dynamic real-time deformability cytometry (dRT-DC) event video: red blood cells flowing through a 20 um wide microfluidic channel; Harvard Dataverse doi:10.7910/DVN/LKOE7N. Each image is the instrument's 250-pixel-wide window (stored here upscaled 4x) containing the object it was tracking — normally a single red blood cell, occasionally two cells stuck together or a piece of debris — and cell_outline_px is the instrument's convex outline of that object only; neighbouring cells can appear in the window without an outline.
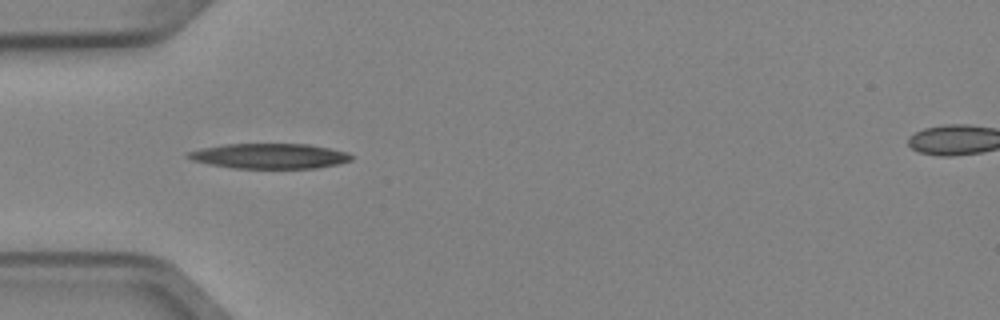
{"species": "Egyptian fruit bat (a non-hibernating species)", "species_latin": "Rousettus aegyptiacus", "temperature_condition": "cold", "stored_images_in_passage": 4, "camera_frame_rate_fps": 3000, "um_per_image_px": 0.085, "animal": {"sex": "female"}, "frame": {"image": 1, "passage_image": 2, "time_ms": 0.333, "image_size_px": [1000, 320], "cell_outline_px": [[352, 160], [336, 164], [316, 168], [232, 168], [208, 164], [192, 160], [184, 156], [184, 152], [200, 148], [224, 144], [308, 144], [348, 152], [352, 156]], "centroid_in_image_um": [22.83, 13.26], "position_along_channel_um": 62.2, "area_um2": 24.04}}
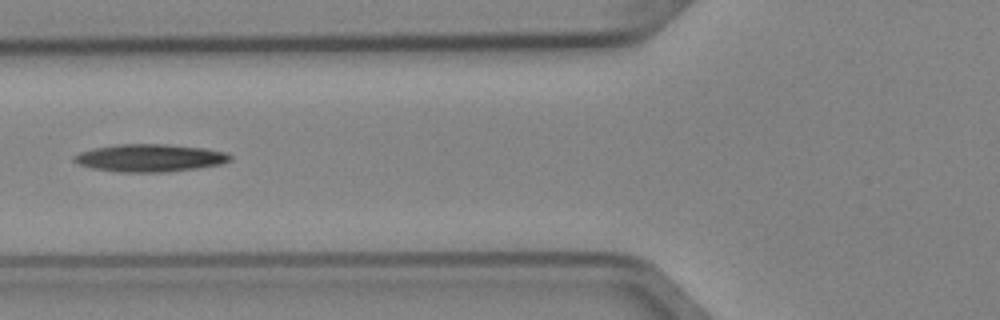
{"frame": {"image": 2, "passage_image": 3, "time_ms": 0.667, "image_size_px": [1000, 320], "cell_outline_px": [[232, 160], [220, 164], [196, 168], [160, 172], [120, 172], [92, 168], [76, 164], [72, 160], [72, 156], [80, 152], [96, 148], [116, 144], [164, 144], [204, 148], [224, 152], [232, 156]], "centroid_in_image_um": [12.69, 13.42], "position_along_channel_um": 113.1, "area_um2": 24.97}}
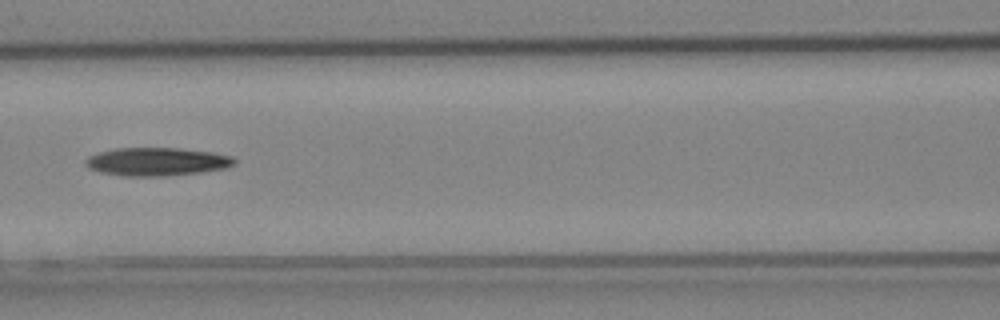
{"frame": {"image": 3, "passage_image": 4, "time_ms": 1.0, "image_size_px": [1000, 320], "cell_outline_px": [[236, 164], [224, 168], [200, 172], [160, 176], [124, 176], [100, 172], [88, 168], [84, 164], [84, 160], [88, 156], [112, 148], [180, 148], [212, 152], [232, 156], [236, 160]], "centroid_in_image_um": [13.3, 13.73], "position_along_channel_um": 153.3, "area_um2": 24.51}}